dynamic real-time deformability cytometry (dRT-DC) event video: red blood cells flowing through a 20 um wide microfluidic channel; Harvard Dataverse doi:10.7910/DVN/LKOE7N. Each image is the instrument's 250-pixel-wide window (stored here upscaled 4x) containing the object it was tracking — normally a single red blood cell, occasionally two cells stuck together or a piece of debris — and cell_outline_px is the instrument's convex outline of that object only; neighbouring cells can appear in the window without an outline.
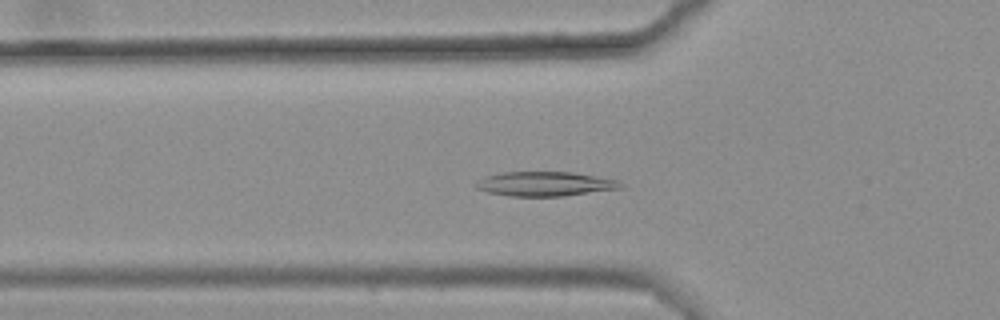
{"species": "common noctule bat (a hibernating species)", "species_latin": "Nyctalus noctula", "temperature_condition": "warm", "stored_images_in_passage": 31, "camera_frame_rate_fps": 3000, "um_per_image_px": 0.085, "animal": {"sex": "female", "body_mass_g": 25.1}, "frame": {"image": 1, "passage_image": 3, "time_ms": 0.667, "image_size_px": [1000, 320], "cell_outline_px": [[624, 184], [620, 188], [564, 196], [508, 196], [488, 192], [476, 188], [476, 180], [488, 176], [504, 172], [572, 172], [620, 180]], "centroid_in_image_um": [46.34, 15.63], "position_along_channel_um": 79.5, "area_um2": 20.52}}
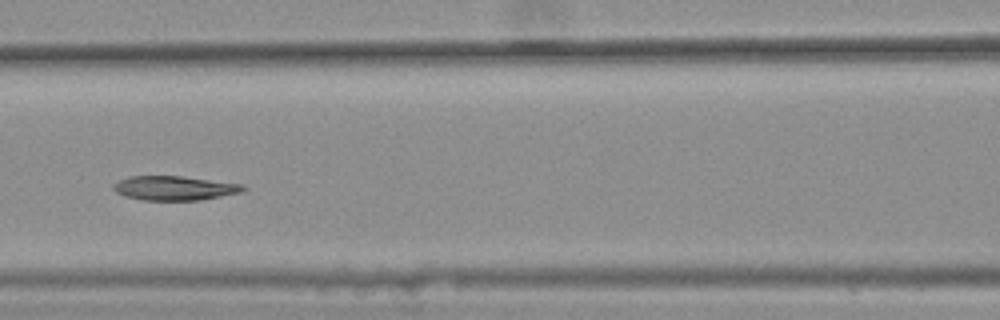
{"frame": {"image": 2, "passage_image": 9, "time_ms": 2.667, "image_size_px": [1000, 320], "cell_outline_px": [[248, 188], [244, 192], [200, 200], [140, 200], [124, 196], [116, 192], [112, 188], [112, 184], [128, 176], [180, 176], [244, 184]], "centroid_in_image_um": [14.85, 15.99], "position_along_channel_um": 151.8, "area_um2": 18.55}}
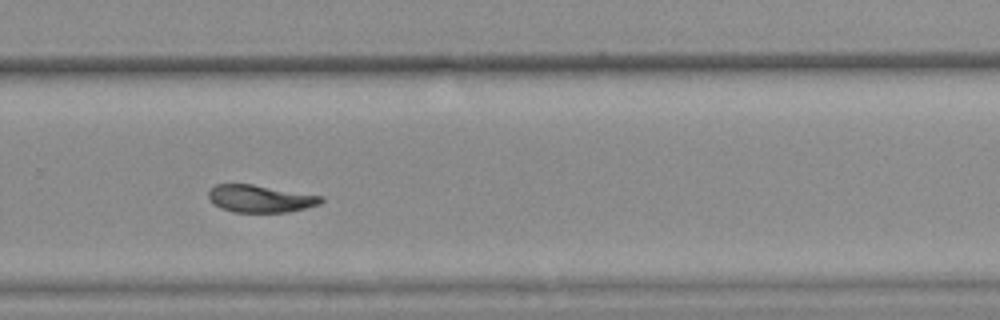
{"frame": {"image": 3, "passage_image": 22, "time_ms": 7.0, "image_size_px": [1000, 320], "cell_outline_px": [[324, 200], [320, 204], [288, 212], [232, 212], [220, 208], [208, 196], [208, 188], [216, 184], [252, 184], [324, 196]], "centroid_in_image_um": [22.12, 16.88], "position_along_channel_um": 307.7, "area_um2": 17.98}}